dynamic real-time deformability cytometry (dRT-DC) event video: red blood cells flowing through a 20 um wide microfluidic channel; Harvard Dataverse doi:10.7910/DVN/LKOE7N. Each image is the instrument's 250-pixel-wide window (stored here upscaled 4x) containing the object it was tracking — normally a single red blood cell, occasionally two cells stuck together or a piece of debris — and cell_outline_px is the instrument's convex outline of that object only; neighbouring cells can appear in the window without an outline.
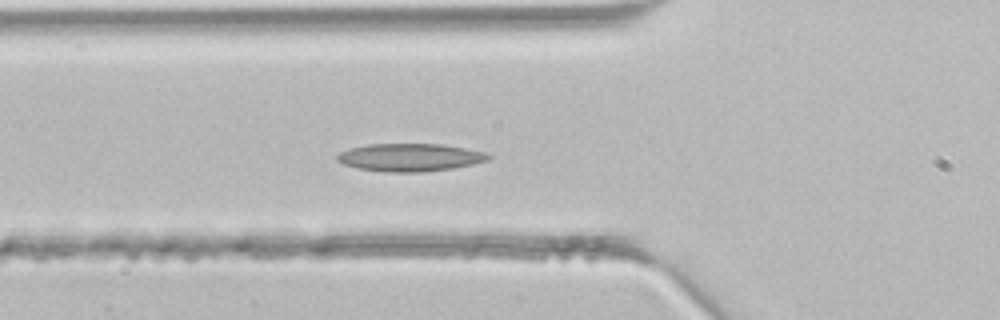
{"species": "common noctule bat (a hibernating species)", "species_latin": "Nyctalus noctula", "temperature_condition": "room temperature", "stored_images_in_passage": 30, "segment_of_instrument_passage": [1, 2], "camera_frame_rate_fps": 3000, "um_per_image_px": 0.085, "animal": {"sex": "male", "body_mass_g": 21.5, "forearm_length_mm": 52.0}, "frame": {"image": 1, "passage_image": 2, "time_ms": 0.333, "image_size_px": [1000, 320], "cell_outline_px": [[492, 156], [488, 160], [472, 164], [452, 168], [424, 172], [384, 172], [360, 168], [344, 164], [336, 160], [336, 156], [340, 152], [348, 148], [368, 144], [440, 144], [464, 148], [484, 152]], "centroid_in_image_um": [34.82, 13.37], "position_along_channel_um": 91.0, "area_um2": 24.39}}
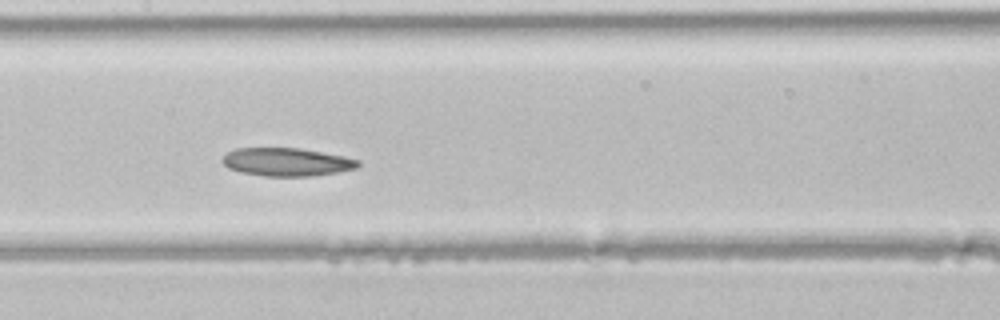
{"frame": {"image": 2, "passage_image": 8, "time_ms": 2.333, "image_size_px": [1000, 320], "cell_outline_px": [[360, 164], [356, 168], [336, 172], [312, 176], [264, 176], [240, 172], [228, 168], [220, 160], [228, 152], [236, 148], [300, 148], [344, 156], [360, 160]], "centroid_in_image_um": [24.36, 13.77], "position_along_channel_um": 183.0, "area_um2": 22.25}}
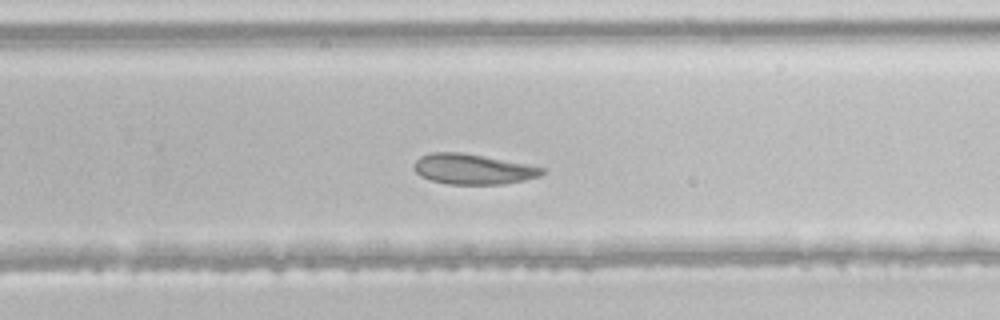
{"frame": {"image": 3, "passage_image": 15, "time_ms": 4.667, "image_size_px": [1000, 320], "cell_outline_px": [[544, 172], [540, 176], [524, 180], [504, 184], [448, 184], [432, 180], [420, 176], [416, 172], [412, 164], [420, 156], [432, 152], [460, 152], [484, 156], [544, 168]], "centroid_in_image_um": [40.15, 14.37], "position_along_channel_um": 289.7, "area_um2": 22.43}}